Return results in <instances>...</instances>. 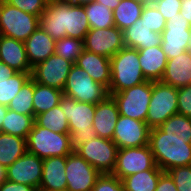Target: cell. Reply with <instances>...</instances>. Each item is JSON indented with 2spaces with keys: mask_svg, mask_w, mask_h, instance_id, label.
Returning <instances> with one entry per match:
<instances>
[{
  "mask_svg": "<svg viewBox=\"0 0 191 191\" xmlns=\"http://www.w3.org/2000/svg\"><path fill=\"white\" fill-rule=\"evenodd\" d=\"M7 110L8 108L6 106L0 104V132H1L2 124H3V119L5 118Z\"/></svg>",
  "mask_w": 191,
  "mask_h": 191,
  "instance_id": "48",
  "label": "cell"
},
{
  "mask_svg": "<svg viewBox=\"0 0 191 191\" xmlns=\"http://www.w3.org/2000/svg\"><path fill=\"white\" fill-rule=\"evenodd\" d=\"M74 65L57 54L32 67L31 78L34 82L63 90L68 74Z\"/></svg>",
  "mask_w": 191,
  "mask_h": 191,
  "instance_id": "14",
  "label": "cell"
},
{
  "mask_svg": "<svg viewBox=\"0 0 191 191\" xmlns=\"http://www.w3.org/2000/svg\"><path fill=\"white\" fill-rule=\"evenodd\" d=\"M180 1H181L180 14L182 17H185L191 25V0H180Z\"/></svg>",
  "mask_w": 191,
  "mask_h": 191,
  "instance_id": "45",
  "label": "cell"
},
{
  "mask_svg": "<svg viewBox=\"0 0 191 191\" xmlns=\"http://www.w3.org/2000/svg\"><path fill=\"white\" fill-rule=\"evenodd\" d=\"M42 170L43 159L27 151L6 168V179L39 189Z\"/></svg>",
  "mask_w": 191,
  "mask_h": 191,
  "instance_id": "17",
  "label": "cell"
},
{
  "mask_svg": "<svg viewBox=\"0 0 191 191\" xmlns=\"http://www.w3.org/2000/svg\"><path fill=\"white\" fill-rule=\"evenodd\" d=\"M178 113L191 118V84L178 88Z\"/></svg>",
  "mask_w": 191,
  "mask_h": 191,
  "instance_id": "42",
  "label": "cell"
},
{
  "mask_svg": "<svg viewBox=\"0 0 191 191\" xmlns=\"http://www.w3.org/2000/svg\"><path fill=\"white\" fill-rule=\"evenodd\" d=\"M31 77V72H17L7 80L0 82V104L8 106L20 91L24 83Z\"/></svg>",
  "mask_w": 191,
  "mask_h": 191,
  "instance_id": "34",
  "label": "cell"
},
{
  "mask_svg": "<svg viewBox=\"0 0 191 191\" xmlns=\"http://www.w3.org/2000/svg\"><path fill=\"white\" fill-rule=\"evenodd\" d=\"M83 45L86 51L111 58L125 47L123 31L116 26L90 29Z\"/></svg>",
  "mask_w": 191,
  "mask_h": 191,
  "instance_id": "15",
  "label": "cell"
},
{
  "mask_svg": "<svg viewBox=\"0 0 191 191\" xmlns=\"http://www.w3.org/2000/svg\"><path fill=\"white\" fill-rule=\"evenodd\" d=\"M150 169H160L154 160L149 145L118 149L116 165L112 175L120 180Z\"/></svg>",
  "mask_w": 191,
  "mask_h": 191,
  "instance_id": "11",
  "label": "cell"
},
{
  "mask_svg": "<svg viewBox=\"0 0 191 191\" xmlns=\"http://www.w3.org/2000/svg\"><path fill=\"white\" fill-rule=\"evenodd\" d=\"M27 59L31 67L55 53L56 41L40 26L24 41Z\"/></svg>",
  "mask_w": 191,
  "mask_h": 191,
  "instance_id": "22",
  "label": "cell"
},
{
  "mask_svg": "<svg viewBox=\"0 0 191 191\" xmlns=\"http://www.w3.org/2000/svg\"><path fill=\"white\" fill-rule=\"evenodd\" d=\"M27 151L39 158L45 159L55 156H68L74 151L69 133H56L47 128L33 124L28 133Z\"/></svg>",
  "mask_w": 191,
  "mask_h": 191,
  "instance_id": "5",
  "label": "cell"
},
{
  "mask_svg": "<svg viewBox=\"0 0 191 191\" xmlns=\"http://www.w3.org/2000/svg\"><path fill=\"white\" fill-rule=\"evenodd\" d=\"M91 191H125L122 181L112 174H101Z\"/></svg>",
  "mask_w": 191,
  "mask_h": 191,
  "instance_id": "40",
  "label": "cell"
},
{
  "mask_svg": "<svg viewBox=\"0 0 191 191\" xmlns=\"http://www.w3.org/2000/svg\"><path fill=\"white\" fill-rule=\"evenodd\" d=\"M0 61L17 72H32L23 41L0 35Z\"/></svg>",
  "mask_w": 191,
  "mask_h": 191,
  "instance_id": "20",
  "label": "cell"
},
{
  "mask_svg": "<svg viewBox=\"0 0 191 191\" xmlns=\"http://www.w3.org/2000/svg\"><path fill=\"white\" fill-rule=\"evenodd\" d=\"M109 95L115 100L120 115L146 122L152 95V81L148 80Z\"/></svg>",
  "mask_w": 191,
  "mask_h": 191,
  "instance_id": "9",
  "label": "cell"
},
{
  "mask_svg": "<svg viewBox=\"0 0 191 191\" xmlns=\"http://www.w3.org/2000/svg\"><path fill=\"white\" fill-rule=\"evenodd\" d=\"M144 6L134 0H121L113 10L115 26L122 31L127 29L140 18Z\"/></svg>",
  "mask_w": 191,
  "mask_h": 191,
  "instance_id": "30",
  "label": "cell"
},
{
  "mask_svg": "<svg viewBox=\"0 0 191 191\" xmlns=\"http://www.w3.org/2000/svg\"><path fill=\"white\" fill-rule=\"evenodd\" d=\"M62 96L63 91L34 82V116L58 106Z\"/></svg>",
  "mask_w": 191,
  "mask_h": 191,
  "instance_id": "27",
  "label": "cell"
},
{
  "mask_svg": "<svg viewBox=\"0 0 191 191\" xmlns=\"http://www.w3.org/2000/svg\"><path fill=\"white\" fill-rule=\"evenodd\" d=\"M109 94H114L148 81L142 73L138 50L124 47L110 58Z\"/></svg>",
  "mask_w": 191,
  "mask_h": 191,
  "instance_id": "4",
  "label": "cell"
},
{
  "mask_svg": "<svg viewBox=\"0 0 191 191\" xmlns=\"http://www.w3.org/2000/svg\"><path fill=\"white\" fill-rule=\"evenodd\" d=\"M34 115H24L8 109L3 119L1 132L27 139L34 124Z\"/></svg>",
  "mask_w": 191,
  "mask_h": 191,
  "instance_id": "29",
  "label": "cell"
},
{
  "mask_svg": "<svg viewBox=\"0 0 191 191\" xmlns=\"http://www.w3.org/2000/svg\"><path fill=\"white\" fill-rule=\"evenodd\" d=\"M191 25L181 14L166 21L161 33V47L168 59L175 58L188 50Z\"/></svg>",
  "mask_w": 191,
  "mask_h": 191,
  "instance_id": "12",
  "label": "cell"
},
{
  "mask_svg": "<svg viewBox=\"0 0 191 191\" xmlns=\"http://www.w3.org/2000/svg\"><path fill=\"white\" fill-rule=\"evenodd\" d=\"M84 50L83 40L72 37H63L56 40L55 54L61 56L65 60L76 63L77 58Z\"/></svg>",
  "mask_w": 191,
  "mask_h": 191,
  "instance_id": "36",
  "label": "cell"
},
{
  "mask_svg": "<svg viewBox=\"0 0 191 191\" xmlns=\"http://www.w3.org/2000/svg\"><path fill=\"white\" fill-rule=\"evenodd\" d=\"M153 4L160 11L166 21L170 18H174L181 10L180 0H154Z\"/></svg>",
  "mask_w": 191,
  "mask_h": 191,
  "instance_id": "41",
  "label": "cell"
},
{
  "mask_svg": "<svg viewBox=\"0 0 191 191\" xmlns=\"http://www.w3.org/2000/svg\"><path fill=\"white\" fill-rule=\"evenodd\" d=\"M16 73L17 71L0 61V82L7 80L9 77H12Z\"/></svg>",
  "mask_w": 191,
  "mask_h": 191,
  "instance_id": "46",
  "label": "cell"
},
{
  "mask_svg": "<svg viewBox=\"0 0 191 191\" xmlns=\"http://www.w3.org/2000/svg\"><path fill=\"white\" fill-rule=\"evenodd\" d=\"M0 191H39L38 188L5 180L0 185Z\"/></svg>",
  "mask_w": 191,
  "mask_h": 191,
  "instance_id": "43",
  "label": "cell"
},
{
  "mask_svg": "<svg viewBox=\"0 0 191 191\" xmlns=\"http://www.w3.org/2000/svg\"><path fill=\"white\" fill-rule=\"evenodd\" d=\"M155 191H177L173 179L167 172L160 176Z\"/></svg>",
  "mask_w": 191,
  "mask_h": 191,
  "instance_id": "44",
  "label": "cell"
},
{
  "mask_svg": "<svg viewBox=\"0 0 191 191\" xmlns=\"http://www.w3.org/2000/svg\"><path fill=\"white\" fill-rule=\"evenodd\" d=\"M66 191H91L101 173L76 151L66 156Z\"/></svg>",
  "mask_w": 191,
  "mask_h": 191,
  "instance_id": "13",
  "label": "cell"
},
{
  "mask_svg": "<svg viewBox=\"0 0 191 191\" xmlns=\"http://www.w3.org/2000/svg\"><path fill=\"white\" fill-rule=\"evenodd\" d=\"M62 91L63 95L76 101L95 105L109 95L105 86L94 81L84 69L79 68L75 64L68 74Z\"/></svg>",
  "mask_w": 191,
  "mask_h": 191,
  "instance_id": "6",
  "label": "cell"
},
{
  "mask_svg": "<svg viewBox=\"0 0 191 191\" xmlns=\"http://www.w3.org/2000/svg\"><path fill=\"white\" fill-rule=\"evenodd\" d=\"M139 63L147 80L160 81L164 75L168 58L161 45L138 50Z\"/></svg>",
  "mask_w": 191,
  "mask_h": 191,
  "instance_id": "24",
  "label": "cell"
},
{
  "mask_svg": "<svg viewBox=\"0 0 191 191\" xmlns=\"http://www.w3.org/2000/svg\"><path fill=\"white\" fill-rule=\"evenodd\" d=\"M33 95L34 80L30 77L10 101L7 108L20 114L34 115Z\"/></svg>",
  "mask_w": 191,
  "mask_h": 191,
  "instance_id": "33",
  "label": "cell"
},
{
  "mask_svg": "<svg viewBox=\"0 0 191 191\" xmlns=\"http://www.w3.org/2000/svg\"><path fill=\"white\" fill-rule=\"evenodd\" d=\"M140 18L154 32L161 34L165 29L166 20L154 4L145 5Z\"/></svg>",
  "mask_w": 191,
  "mask_h": 191,
  "instance_id": "37",
  "label": "cell"
},
{
  "mask_svg": "<svg viewBox=\"0 0 191 191\" xmlns=\"http://www.w3.org/2000/svg\"><path fill=\"white\" fill-rule=\"evenodd\" d=\"M119 115L117 104L111 95L97 103L92 126L96 135L112 140Z\"/></svg>",
  "mask_w": 191,
  "mask_h": 191,
  "instance_id": "18",
  "label": "cell"
},
{
  "mask_svg": "<svg viewBox=\"0 0 191 191\" xmlns=\"http://www.w3.org/2000/svg\"><path fill=\"white\" fill-rule=\"evenodd\" d=\"M39 26L55 41L63 37L84 40L90 30L84 6L67 0H49L40 16Z\"/></svg>",
  "mask_w": 191,
  "mask_h": 191,
  "instance_id": "1",
  "label": "cell"
},
{
  "mask_svg": "<svg viewBox=\"0 0 191 191\" xmlns=\"http://www.w3.org/2000/svg\"><path fill=\"white\" fill-rule=\"evenodd\" d=\"M167 136L191 137V118L174 114L158 127Z\"/></svg>",
  "mask_w": 191,
  "mask_h": 191,
  "instance_id": "35",
  "label": "cell"
},
{
  "mask_svg": "<svg viewBox=\"0 0 191 191\" xmlns=\"http://www.w3.org/2000/svg\"><path fill=\"white\" fill-rule=\"evenodd\" d=\"M163 173L161 169H150L127 176L121 181L125 191H155Z\"/></svg>",
  "mask_w": 191,
  "mask_h": 191,
  "instance_id": "28",
  "label": "cell"
},
{
  "mask_svg": "<svg viewBox=\"0 0 191 191\" xmlns=\"http://www.w3.org/2000/svg\"><path fill=\"white\" fill-rule=\"evenodd\" d=\"M26 152L25 138L0 132V165L7 168Z\"/></svg>",
  "mask_w": 191,
  "mask_h": 191,
  "instance_id": "26",
  "label": "cell"
},
{
  "mask_svg": "<svg viewBox=\"0 0 191 191\" xmlns=\"http://www.w3.org/2000/svg\"><path fill=\"white\" fill-rule=\"evenodd\" d=\"M162 83L175 88L191 84V53L185 51L175 58L168 59Z\"/></svg>",
  "mask_w": 191,
  "mask_h": 191,
  "instance_id": "23",
  "label": "cell"
},
{
  "mask_svg": "<svg viewBox=\"0 0 191 191\" xmlns=\"http://www.w3.org/2000/svg\"><path fill=\"white\" fill-rule=\"evenodd\" d=\"M66 156L43 159L42 179L39 191H66Z\"/></svg>",
  "mask_w": 191,
  "mask_h": 191,
  "instance_id": "19",
  "label": "cell"
},
{
  "mask_svg": "<svg viewBox=\"0 0 191 191\" xmlns=\"http://www.w3.org/2000/svg\"><path fill=\"white\" fill-rule=\"evenodd\" d=\"M59 105L68 120L71 145L74 150L79 145L97 137L92 127L95 104L76 101L63 95Z\"/></svg>",
  "mask_w": 191,
  "mask_h": 191,
  "instance_id": "3",
  "label": "cell"
},
{
  "mask_svg": "<svg viewBox=\"0 0 191 191\" xmlns=\"http://www.w3.org/2000/svg\"><path fill=\"white\" fill-rule=\"evenodd\" d=\"M67 1L72 2L74 5L84 6L86 4H89L90 2H94L96 0H67Z\"/></svg>",
  "mask_w": 191,
  "mask_h": 191,
  "instance_id": "49",
  "label": "cell"
},
{
  "mask_svg": "<svg viewBox=\"0 0 191 191\" xmlns=\"http://www.w3.org/2000/svg\"><path fill=\"white\" fill-rule=\"evenodd\" d=\"M121 0H96L97 3H102L108 6L112 11L119 5Z\"/></svg>",
  "mask_w": 191,
  "mask_h": 191,
  "instance_id": "47",
  "label": "cell"
},
{
  "mask_svg": "<svg viewBox=\"0 0 191 191\" xmlns=\"http://www.w3.org/2000/svg\"><path fill=\"white\" fill-rule=\"evenodd\" d=\"M6 180V168L0 165V185Z\"/></svg>",
  "mask_w": 191,
  "mask_h": 191,
  "instance_id": "50",
  "label": "cell"
},
{
  "mask_svg": "<svg viewBox=\"0 0 191 191\" xmlns=\"http://www.w3.org/2000/svg\"><path fill=\"white\" fill-rule=\"evenodd\" d=\"M177 191H191V165L175 167L167 171Z\"/></svg>",
  "mask_w": 191,
  "mask_h": 191,
  "instance_id": "38",
  "label": "cell"
},
{
  "mask_svg": "<svg viewBox=\"0 0 191 191\" xmlns=\"http://www.w3.org/2000/svg\"><path fill=\"white\" fill-rule=\"evenodd\" d=\"M148 145L156 165L163 172L191 165V137L167 136L155 127L150 130Z\"/></svg>",
  "mask_w": 191,
  "mask_h": 191,
  "instance_id": "2",
  "label": "cell"
},
{
  "mask_svg": "<svg viewBox=\"0 0 191 191\" xmlns=\"http://www.w3.org/2000/svg\"><path fill=\"white\" fill-rule=\"evenodd\" d=\"M34 122L56 133H69V123L60 105L36 115Z\"/></svg>",
  "mask_w": 191,
  "mask_h": 191,
  "instance_id": "31",
  "label": "cell"
},
{
  "mask_svg": "<svg viewBox=\"0 0 191 191\" xmlns=\"http://www.w3.org/2000/svg\"><path fill=\"white\" fill-rule=\"evenodd\" d=\"M190 53H191V36H190V39H189V43H188V50Z\"/></svg>",
  "mask_w": 191,
  "mask_h": 191,
  "instance_id": "52",
  "label": "cell"
},
{
  "mask_svg": "<svg viewBox=\"0 0 191 191\" xmlns=\"http://www.w3.org/2000/svg\"><path fill=\"white\" fill-rule=\"evenodd\" d=\"M150 130L146 122L119 115L112 141L118 149L148 145Z\"/></svg>",
  "mask_w": 191,
  "mask_h": 191,
  "instance_id": "16",
  "label": "cell"
},
{
  "mask_svg": "<svg viewBox=\"0 0 191 191\" xmlns=\"http://www.w3.org/2000/svg\"><path fill=\"white\" fill-rule=\"evenodd\" d=\"M178 113V88L152 81L146 123L152 129L162 125L169 117Z\"/></svg>",
  "mask_w": 191,
  "mask_h": 191,
  "instance_id": "7",
  "label": "cell"
},
{
  "mask_svg": "<svg viewBox=\"0 0 191 191\" xmlns=\"http://www.w3.org/2000/svg\"><path fill=\"white\" fill-rule=\"evenodd\" d=\"M135 2L141 3L143 5L153 4L154 0H134Z\"/></svg>",
  "mask_w": 191,
  "mask_h": 191,
  "instance_id": "51",
  "label": "cell"
},
{
  "mask_svg": "<svg viewBox=\"0 0 191 191\" xmlns=\"http://www.w3.org/2000/svg\"><path fill=\"white\" fill-rule=\"evenodd\" d=\"M75 65L84 69L94 81L109 89L111 82L110 58L84 49Z\"/></svg>",
  "mask_w": 191,
  "mask_h": 191,
  "instance_id": "21",
  "label": "cell"
},
{
  "mask_svg": "<svg viewBox=\"0 0 191 191\" xmlns=\"http://www.w3.org/2000/svg\"><path fill=\"white\" fill-rule=\"evenodd\" d=\"M8 4L15 6L16 8L40 16L43 14L49 0H5Z\"/></svg>",
  "mask_w": 191,
  "mask_h": 191,
  "instance_id": "39",
  "label": "cell"
},
{
  "mask_svg": "<svg viewBox=\"0 0 191 191\" xmlns=\"http://www.w3.org/2000/svg\"><path fill=\"white\" fill-rule=\"evenodd\" d=\"M90 29L110 28L115 26L113 11L108 6L96 1L84 5Z\"/></svg>",
  "mask_w": 191,
  "mask_h": 191,
  "instance_id": "32",
  "label": "cell"
},
{
  "mask_svg": "<svg viewBox=\"0 0 191 191\" xmlns=\"http://www.w3.org/2000/svg\"><path fill=\"white\" fill-rule=\"evenodd\" d=\"M124 45L128 48L146 49L161 45V34L152 31L142 19L123 31Z\"/></svg>",
  "mask_w": 191,
  "mask_h": 191,
  "instance_id": "25",
  "label": "cell"
},
{
  "mask_svg": "<svg viewBox=\"0 0 191 191\" xmlns=\"http://www.w3.org/2000/svg\"><path fill=\"white\" fill-rule=\"evenodd\" d=\"M39 19L5 0L0 1V35L24 42L39 27Z\"/></svg>",
  "mask_w": 191,
  "mask_h": 191,
  "instance_id": "8",
  "label": "cell"
},
{
  "mask_svg": "<svg viewBox=\"0 0 191 191\" xmlns=\"http://www.w3.org/2000/svg\"><path fill=\"white\" fill-rule=\"evenodd\" d=\"M74 151L101 174H112L118 152V147L112 140L97 136L79 145Z\"/></svg>",
  "mask_w": 191,
  "mask_h": 191,
  "instance_id": "10",
  "label": "cell"
}]
</instances>
